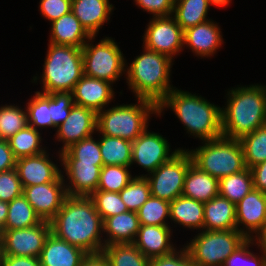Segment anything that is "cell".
<instances>
[{
    "label": "cell",
    "mask_w": 266,
    "mask_h": 266,
    "mask_svg": "<svg viewBox=\"0 0 266 266\" xmlns=\"http://www.w3.org/2000/svg\"><path fill=\"white\" fill-rule=\"evenodd\" d=\"M59 160L66 172V180L64 183L68 196H85L89 197L97 190L100 178V172L103 165L80 163L76 159H61Z\"/></svg>",
    "instance_id": "cell-17"
},
{
    "label": "cell",
    "mask_w": 266,
    "mask_h": 266,
    "mask_svg": "<svg viewBox=\"0 0 266 266\" xmlns=\"http://www.w3.org/2000/svg\"><path fill=\"white\" fill-rule=\"evenodd\" d=\"M140 225L169 226L166 219H170V202L154 196L137 211Z\"/></svg>",
    "instance_id": "cell-37"
},
{
    "label": "cell",
    "mask_w": 266,
    "mask_h": 266,
    "mask_svg": "<svg viewBox=\"0 0 266 266\" xmlns=\"http://www.w3.org/2000/svg\"><path fill=\"white\" fill-rule=\"evenodd\" d=\"M23 195V186L16 168L0 172V200L11 202Z\"/></svg>",
    "instance_id": "cell-45"
},
{
    "label": "cell",
    "mask_w": 266,
    "mask_h": 266,
    "mask_svg": "<svg viewBox=\"0 0 266 266\" xmlns=\"http://www.w3.org/2000/svg\"><path fill=\"white\" fill-rule=\"evenodd\" d=\"M192 163L187 149H181L170 161L160 165L149 176L146 175L151 195L169 202L181 196L185 176Z\"/></svg>",
    "instance_id": "cell-10"
},
{
    "label": "cell",
    "mask_w": 266,
    "mask_h": 266,
    "mask_svg": "<svg viewBox=\"0 0 266 266\" xmlns=\"http://www.w3.org/2000/svg\"><path fill=\"white\" fill-rule=\"evenodd\" d=\"M244 152V162L251 169L266 161V125L254 132L243 135L240 139Z\"/></svg>",
    "instance_id": "cell-35"
},
{
    "label": "cell",
    "mask_w": 266,
    "mask_h": 266,
    "mask_svg": "<svg viewBox=\"0 0 266 266\" xmlns=\"http://www.w3.org/2000/svg\"><path fill=\"white\" fill-rule=\"evenodd\" d=\"M140 227L138 214L134 211L120 213L103 221L105 246L110 244L133 243ZM106 232V233H105Z\"/></svg>",
    "instance_id": "cell-24"
},
{
    "label": "cell",
    "mask_w": 266,
    "mask_h": 266,
    "mask_svg": "<svg viewBox=\"0 0 266 266\" xmlns=\"http://www.w3.org/2000/svg\"><path fill=\"white\" fill-rule=\"evenodd\" d=\"M119 194L128 211L137 212L151 196L149 182L146 177L135 175Z\"/></svg>",
    "instance_id": "cell-41"
},
{
    "label": "cell",
    "mask_w": 266,
    "mask_h": 266,
    "mask_svg": "<svg viewBox=\"0 0 266 266\" xmlns=\"http://www.w3.org/2000/svg\"><path fill=\"white\" fill-rule=\"evenodd\" d=\"M72 0H40L41 15L53 22L71 11Z\"/></svg>",
    "instance_id": "cell-47"
},
{
    "label": "cell",
    "mask_w": 266,
    "mask_h": 266,
    "mask_svg": "<svg viewBox=\"0 0 266 266\" xmlns=\"http://www.w3.org/2000/svg\"><path fill=\"white\" fill-rule=\"evenodd\" d=\"M252 240L255 243V246L260 248V252L266 259V226L258 232L255 236H253Z\"/></svg>",
    "instance_id": "cell-53"
},
{
    "label": "cell",
    "mask_w": 266,
    "mask_h": 266,
    "mask_svg": "<svg viewBox=\"0 0 266 266\" xmlns=\"http://www.w3.org/2000/svg\"><path fill=\"white\" fill-rule=\"evenodd\" d=\"M56 131V139L63 143V152L72 144L92 136L97 131V112L91 108L73 104L69 116Z\"/></svg>",
    "instance_id": "cell-15"
},
{
    "label": "cell",
    "mask_w": 266,
    "mask_h": 266,
    "mask_svg": "<svg viewBox=\"0 0 266 266\" xmlns=\"http://www.w3.org/2000/svg\"><path fill=\"white\" fill-rule=\"evenodd\" d=\"M151 114L158 116V105L149 99L137 98V104L116 105L97 112L96 132L133 142L148 128Z\"/></svg>",
    "instance_id": "cell-5"
},
{
    "label": "cell",
    "mask_w": 266,
    "mask_h": 266,
    "mask_svg": "<svg viewBox=\"0 0 266 266\" xmlns=\"http://www.w3.org/2000/svg\"><path fill=\"white\" fill-rule=\"evenodd\" d=\"M8 214V202L0 200V231L2 232L5 228V223Z\"/></svg>",
    "instance_id": "cell-54"
},
{
    "label": "cell",
    "mask_w": 266,
    "mask_h": 266,
    "mask_svg": "<svg viewBox=\"0 0 266 266\" xmlns=\"http://www.w3.org/2000/svg\"><path fill=\"white\" fill-rule=\"evenodd\" d=\"M213 20H208L184 30V45L189 46L196 56L211 57L223 42L220 27Z\"/></svg>",
    "instance_id": "cell-20"
},
{
    "label": "cell",
    "mask_w": 266,
    "mask_h": 266,
    "mask_svg": "<svg viewBox=\"0 0 266 266\" xmlns=\"http://www.w3.org/2000/svg\"><path fill=\"white\" fill-rule=\"evenodd\" d=\"M1 266H41L40 259L27 256L2 255Z\"/></svg>",
    "instance_id": "cell-50"
},
{
    "label": "cell",
    "mask_w": 266,
    "mask_h": 266,
    "mask_svg": "<svg viewBox=\"0 0 266 266\" xmlns=\"http://www.w3.org/2000/svg\"><path fill=\"white\" fill-rule=\"evenodd\" d=\"M236 207L220 195L204 203L203 230L219 231L237 229Z\"/></svg>",
    "instance_id": "cell-26"
},
{
    "label": "cell",
    "mask_w": 266,
    "mask_h": 266,
    "mask_svg": "<svg viewBox=\"0 0 266 266\" xmlns=\"http://www.w3.org/2000/svg\"><path fill=\"white\" fill-rule=\"evenodd\" d=\"M50 232L51 225L47 221H42L34 227L3 230V255L39 258Z\"/></svg>",
    "instance_id": "cell-13"
},
{
    "label": "cell",
    "mask_w": 266,
    "mask_h": 266,
    "mask_svg": "<svg viewBox=\"0 0 266 266\" xmlns=\"http://www.w3.org/2000/svg\"><path fill=\"white\" fill-rule=\"evenodd\" d=\"M103 166L118 165L131 167L132 142L120 137L99 136Z\"/></svg>",
    "instance_id": "cell-30"
},
{
    "label": "cell",
    "mask_w": 266,
    "mask_h": 266,
    "mask_svg": "<svg viewBox=\"0 0 266 266\" xmlns=\"http://www.w3.org/2000/svg\"><path fill=\"white\" fill-rule=\"evenodd\" d=\"M168 140L159 133L149 132L147 129L132 142V164L141 166L148 174L155 171L160 165L170 161L181 149L170 151ZM171 152V154H170Z\"/></svg>",
    "instance_id": "cell-12"
},
{
    "label": "cell",
    "mask_w": 266,
    "mask_h": 266,
    "mask_svg": "<svg viewBox=\"0 0 266 266\" xmlns=\"http://www.w3.org/2000/svg\"><path fill=\"white\" fill-rule=\"evenodd\" d=\"M0 243H2V232L0 231Z\"/></svg>",
    "instance_id": "cell-57"
},
{
    "label": "cell",
    "mask_w": 266,
    "mask_h": 266,
    "mask_svg": "<svg viewBox=\"0 0 266 266\" xmlns=\"http://www.w3.org/2000/svg\"><path fill=\"white\" fill-rule=\"evenodd\" d=\"M89 198L93 201L95 209L103 221L106 218L128 211L119 193L96 190Z\"/></svg>",
    "instance_id": "cell-42"
},
{
    "label": "cell",
    "mask_w": 266,
    "mask_h": 266,
    "mask_svg": "<svg viewBox=\"0 0 266 266\" xmlns=\"http://www.w3.org/2000/svg\"><path fill=\"white\" fill-rule=\"evenodd\" d=\"M47 95L49 96V109L53 129L67 119L74 103L71 92H54Z\"/></svg>",
    "instance_id": "cell-43"
},
{
    "label": "cell",
    "mask_w": 266,
    "mask_h": 266,
    "mask_svg": "<svg viewBox=\"0 0 266 266\" xmlns=\"http://www.w3.org/2000/svg\"><path fill=\"white\" fill-rule=\"evenodd\" d=\"M250 244L255 243L252 239H247L225 260L222 266H266L263 254L254 255L253 251L249 250Z\"/></svg>",
    "instance_id": "cell-44"
},
{
    "label": "cell",
    "mask_w": 266,
    "mask_h": 266,
    "mask_svg": "<svg viewBox=\"0 0 266 266\" xmlns=\"http://www.w3.org/2000/svg\"><path fill=\"white\" fill-rule=\"evenodd\" d=\"M80 266H110L104 254H88L82 261Z\"/></svg>",
    "instance_id": "cell-52"
},
{
    "label": "cell",
    "mask_w": 266,
    "mask_h": 266,
    "mask_svg": "<svg viewBox=\"0 0 266 266\" xmlns=\"http://www.w3.org/2000/svg\"><path fill=\"white\" fill-rule=\"evenodd\" d=\"M183 35L184 31L172 15L153 17L143 35L142 46L174 60V56L183 49Z\"/></svg>",
    "instance_id": "cell-11"
},
{
    "label": "cell",
    "mask_w": 266,
    "mask_h": 266,
    "mask_svg": "<svg viewBox=\"0 0 266 266\" xmlns=\"http://www.w3.org/2000/svg\"><path fill=\"white\" fill-rule=\"evenodd\" d=\"M49 43L82 48L92 36L70 11L51 23Z\"/></svg>",
    "instance_id": "cell-25"
},
{
    "label": "cell",
    "mask_w": 266,
    "mask_h": 266,
    "mask_svg": "<svg viewBox=\"0 0 266 266\" xmlns=\"http://www.w3.org/2000/svg\"><path fill=\"white\" fill-rule=\"evenodd\" d=\"M250 170L252 173L254 189L266 193V161L257 164Z\"/></svg>",
    "instance_id": "cell-51"
},
{
    "label": "cell",
    "mask_w": 266,
    "mask_h": 266,
    "mask_svg": "<svg viewBox=\"0 0 266 266\" xmlns=\"http://www.w3.org/2000/svg\"><path fill=\"white\" fill-rule=\"evenodd\" d=\"M47 150L41 154L23 157L16 160V170L23 187L56 181L61 169L49 158Z\"/></svg>",
    "instance_id": "cell-18"
},
{
    "label": "cell",
    "mask_w": 266,
    "mask_h": 266,
    "mask_svg": "<svg viewBox=\"0 0 266 266\" xmlns=\"http://www.w3.org/2000/svg\"><path fill=\"white\" fill-rule=\"evenodd\" d=\"M171 108L184 124L187 133L199 140H213L222 136L221 108L207 99L187 91L174 88L158 104V115Z\"/></svg>",
    "instance_id": "cell-2"
},
{
    "label": "cell",
    "mask_w": 266,
    "mask_h": 266,
    "mask_svg": "<svg viewBox=\"0 0 266 266\" xmlns=\"http://www.w3.org/2000/svg\"><path fill=\"white\" fill-rule=\"evenodd\" d=\"M232 0H208L209 5H215L217 7L228 6Z\"/></svg>",
    "instance_id": "cell-55"
},
{
    "label": "cell",
    "mask_w": 266,
    "mask_h": 266,
    "mask_svg": "<svg viewBox=\"0 0 266 266\" xmlns=\"http://www.w3.org/2000/svg\"><path fill=\"white\" fill-rule=\"evenodd\" d=\"M148 266H196V264L183 246L168 255L151 258Z\"/></svg>",
    "instance_id": "cell-46"
},
{
    "label": "cell",
    "mask_w": 266,
    "mask_h": 266,
    "mask_svg": "<svg viewBox=\"0 0 266 266\" xmlns=\"http://www.w3.org/2000/svg\"><path fill=\"white\" fill-rule=\"evenodd\" d=\"M16 158L10 149L8 140L0 139V172L16 167Z\"/></svg>",
    "instance_id": "cell-49"
},
{
    "label": "cell",
    "mask_w": 266,
    "mask_h": 266,
    "mask_svg": "<svg viewBox=\"0 0 266 266\" xmlns=\"http://www.w3.org/2000/svg\"><path fill=\"white\" fill-rule=\"evenodd\" d=\"M209 9L208 0H174L172 16L184 31L210 20L207 19Z\"/></svg>",
    "instance_id": "cell-29"
},
{
    "label": "cell",
    "mask_w": 266,
    "mask_h": 266,
    "mask_svg": "<svg viewBox=\"0 0 266 266\" xmlns=\"http://www.w3.org/2000/svg\"><path fill=\"white\" fill-rule=\"evenodd\" d=\"M62 174L56 181L23 187V196L42 221L50 222L68 197Z\"/></svg>",
    "instance_id": "cell-14"
},
{
    "label": "cell",
    "mask_w": 266,
    "mask_h": 266,
    "mask_svg": "<svg viewBox=\"0 0 266 266\" xmlns=\"http://www.w3.org/2000/svg\"><path fill=\"white\" fill-rule=\"evenodd\" d=\"M130 66H126L129 89L137 98L149 99L157 105L174 88L170 84L172 59L168 56L143 48Z\"/></svg>",
    "instance_id": "cell-4"
},
{
    "label": "cell",
    "mask_w": 266,
    "mask_h": 266,
    "mask_svg": "<svg viewBox=\"0 0 266 266\" xmlns=\"http://www.w3.org/2000/svg\"><path fill=\"white\" fill-rule=\"evenodd\" d=\"M28 126L27 111L17 105L0 107V139L8 140L19 130Z\"/></svg>",
    "instance_id": "cell-38"
},
{
    "label": "cell",
    "mask_w": 266,
    "mask_h": 266,
    "mask_svg": "<svg viewBox=\"0 0 266 266\" xmlns=\"http://www.w3.org/2000/svg\"><path fill=\"white\" fill-rule=\"evenodd\" d=\"M171 230L170 226L140 225L133 244L149 259L168 255L177 249L170 241Z\"/></svg>",
    "instance_id": "cell-21"
},
{
    "label": "cell",
    "mask_w": 266,
    "mask_h": 266,
    "mask_svg": "<svg viewBox=\"0 0 266 266\" xmlns=\"http://www.w3.org/2000/svg\"><path fill=\"white\" fill-rule=\"evenodd\" d=\"M130 167L107 165L101 168L97 190L119 193L134 178Z\"/></svg>",
    "instance_id": "cell-40"
},
{
    "label": "cell",
    "mask_w": 266,
    "mask_h": 266,
    "mask_svg": "<svg viewBox=\"0 0 266 266\" xmlns=\"http://www.w3.org/2000/svg\"><path fill=\"white\" fill-rule=\"evenodd\" d=\"M41 222L42 219L23 195L8 202V214L4 230L34 227Z\"/></svg>",
    "instance_id": "cell-31"
},
{
    "label": "cell",
    "mask_w": 266,
    "mask_h": 266,
    "mask_svg": "<svg viewBox=\"0 0 266 266\" xmlns=\"http://www.w3.org/2000/svg\"><path fill=\"white\" fill-rule=\"evenodd\" d=\"M235 207L237 230L247 239L266 226V193L253 188Z\"/></svg>",
    "instance_id": "cell-16"
},
{
    "label": "cell",
    "mask_w": 266,
    "mask_h": 266,
    "mask_svg": "<svg viewBox=\"0 0 266 266\" xmlns=\"http://www.w3.org/2000/svg\"><path fill=\"white\" fill-rule=\"evenodd\" d=\"M253 188L252 173L247 167L219 180V195L235 205Z\"/></svg>",
    "instance_id": "cell-32"
},
{
    "label": "cell",
    "mask_w": 266,
    "mask_h": 266,
    "mask_svg": "<svg viewBox=\"0 0 266 266\" xmlns=\"http://www.w3.org/2000/svg\"><path fill=\"white\" fill-rule=\"evenodd\" d=\"M39 130L31 126H27L19 130L15 135L8 139L10 149L16 159L23 157L34 156L43 153L45 148H42V137Z\"/></svg>",
    "instance_id": "cell-34"
},
{
    "label": "cell",
    "mask_w": 266,
    "mask_h": 266,
    "mask_svg": "<svg viewBox=\"0 0 266 266\" xmlns=\"http://www.w3.org/2000/svg\"><path fill=\"white\" fill-rule=\"evenodd\" d=\"M2 255H3V248H2V243H0V266L2 261Z\"/></svg>",
    "instance_id": "cell-56"
},
{
    "label": "cell",
    "mask_w": 266,
    "mask_h": 266,
    "mask_svg": "<svg viewBox=\"0 0 266 266\" xmlns=\"http://www.w3.org/2000/svg\"><path fill=\"white\" fill-rule=\"evenodd\" d=\"M182 195L203 203L208 202L219 195V180L192 163L185 176Z\"/></svg>",
    "instance_id": "cell-27"
},
{
    "label": "cell",
    "mask_w": 266,
    "mask_h": 266,
    "mask_svg": "<svg viewBox=\"0 0 266 266\" xmlns=\"http://www.w3.org/2000/svg\"><path fill=\"white\" fill-rule=\"evenodd\" d=\"M227 93V104L221 108L222 136L240 139L266 125V90L263 85L240 86Z\"/></svg>",
    "instance_id": "cell-3"
},
{
    "label": "cell",
    "mask_w": 266,
    "mask_h": 266,
    "mask_svg": "<svg viewBox=\"0 0 266 266\" xmlns=\"http://www.w3.org/2000/svg\"><path fill=\"white\" fill-rule=\"evenodd\" d=\"M25 109L27 111L28 126L34 129L52 128V119L49 109V96L40 91L35 92L33 98L27 102Z\"/></svg>",
    "instance_id": "cell-39"
},
{
    "label": "cell",
    "mask_w": 266,
    "mask_h": 266,
    "mask_svg": "<svg viewBox=\"0 0 266 266\" xmlns=\"http://www.w3.org/2000/svg\"><path fill=\"white\" fill-rule=\"evenodd\" d=\"M185 246L196 266H222L247 238L237 229L202 230Z\"/></svg>",
    "instance_id": "cell-8"
},
{
    "label": "cell",
    "mask_w": 266,
    "mask_h": 266,
    "mask_svg": "<svg viewBox=\"0 0 266 266\" xmlns=\"http://www.w3.org/2000/svg\"><path fill=\"white\" fill-rule=\"evenodd\" d=\"M61 159H76L80 163L103 165L99 140L93 136L82 139L60 152Z\"/></svg>",
    "instance_id": "cell-36"
},
{
    "label": "cell",
    "mask_w": 266,
    "mask_h": 266,
    "mask_svg": "<svg viewBox=\"0 0 266 266\" xmlns=\"http://www.w3.org/2000/svg\"><path fill=\"white\" fill-rule=\"evenodd\" d=\"M87 255L83 249L59 239L50 232L39 259L41 266H80Z\"/></svg>",
    "instance_id": "cell-22"
},
{
    "label": "cell",
    "mask_w": 266,
    "mask_h": 266,
    "mask_svg": "<svg viewBox=\"0 0 266 266\" xmlns=\"http://www.w3.org/2000/svg\"><path fill=\"white\" fill-rule=\"evenodd\" d=\"M93 39L95 36L82 47L84 75L113 84L126 72L124 54L111 37L101 39L96 45L92 43Z\"/></svg>",
    "instance_id": "cell-9"
},
{
    "label": "cell",
    "mask_w": 266,
    "mask_h": 266,
    "mask_svg": "<svg viewBox=\"0 0 266 266\" xmlns=\"http://www.w3.org/2000/svg\"><path fill=\"white\" fill-rule=\"evenodd\" d=\"M50 225L56 237L88 254L104 249L103 220L89 197L68 196Z\"/></svg>",
    "instance_id": "cell-1"
},
{
    "label": "cell",
    "mask_w": 266,
    "mask_h": 266,
    "mask_svg": "<svg viewBox=\"0 0 266 266\" xmlns=\"http://www.w3.org/2000/svg\"><path fill=\"white\" fill-rule=\"evenodd\" d=\"M202 145L187 151L195 166L218 180L246 168L243 147L239 139L221 136L203 141Z\"/></svg>",
    "instance_id": "cell-7"
},
{
    "label": "cell",
    "mask_w": 266,
    "mask_h": 266,
    "mask_svg": "<svg viewBox=\"0 0 266 266\" xmlns=\"http://www.w3.org/2000/svg\"><path fill=\"white\" fill-rule=\"evenodd\" d=\"M142 10L153 14V17L171 16L173 14L174 0H134Z\"/></svg>",
    "instance_id": "cell-48"
},
{
    "label": "cell",
    "mask_w": 266,
    "mask_h": 266,
    "mask_svg": "<svg viewBox=\"0 0 266 266\" xmlns=\"http://www.w3.org/2000/svg\"><path fill=\"white\" fill-rule=\"evenodd\" d=\"M102 253L110 266H148L150 260L133 243L110 244Z\"/></svg>",
    "instance_id": "cell-33"
},
{
    "label": "cell",
    "mask_w": 266,
    "mask_h": 266,
    "mask_svg": "<svg viewBox=\"0 0 266 266\" xmlns=\"http://www.w3.org/2000/svg\"><path fill=\"white\" fill-rule=\"evenodd\" d=\"M113 4L109 0H72L71 12L91 36H97L100 28L110 19Z\"/></svg>",
    "instance_id": "cell-23"
},
{
    "label": "cell",
    "mask_w": 266,
    "mask_h": 266,
    "mask_svg": "<svg viewBox=\"0 0 266 266\" xmlns=\"http://www.w3.org/2000/svg\"><path fill=\"white\" fill-rule=\"evenodd\" d=\"M112 83L83 75L72 90L73 103L99 112L113 100ZM108 104V105H107Z\"/></svg>",
    "instance_id": "cell-19"
},
{
    "label": "cell",
    "mask_w": 266,
    "mask_h": 266,
    "mask_svg": "<svg viewBox=\"0 0 266 266\" xmlns=\"http://www.w3.org/2000/svg\"><path fill=\"white\" fill-rule=\"evenodd\" d=\"M43 70L42 93L72 92L84 75L82 48L49 43Z\"/></svg>",
    "instance_id": "cell-6"
},
{
    "label": "cell",
    "mask_w": 266,
    "mask_h": 266,
    "mask_svg": "<svg viewBox=\"0 0 266 266\" xmlns=\"http://www.w3.org/2000/svg\"><path fill=\"white\" fill-rule=\"evenodd\" d=\"M170 220L201 231L204 225V203L181 195L170 202Z\"/></svg>",
    "instance_id": "cell-28"
}]
</instances>
